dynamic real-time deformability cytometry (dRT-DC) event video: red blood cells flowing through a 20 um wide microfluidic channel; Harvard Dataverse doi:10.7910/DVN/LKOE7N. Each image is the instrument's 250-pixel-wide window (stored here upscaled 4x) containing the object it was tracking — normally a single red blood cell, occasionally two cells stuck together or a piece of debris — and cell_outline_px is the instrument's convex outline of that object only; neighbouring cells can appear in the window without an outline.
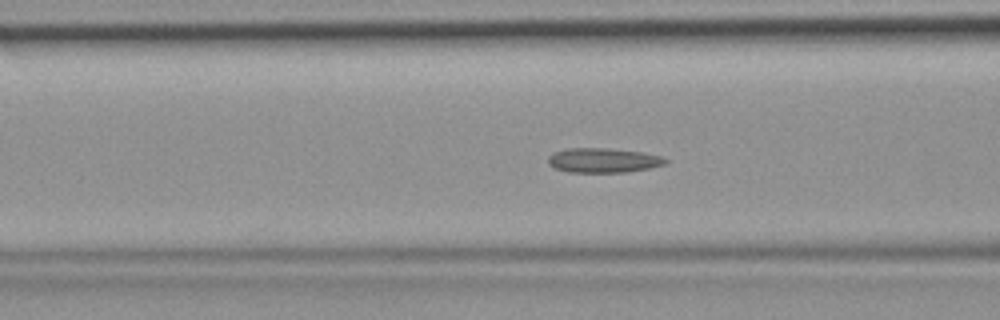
{"species": "common noctule bat (a hibernating species)", "species_latin": "Nyctalus noctula", "temperature_condition": "room temperature", "stored_images_in_passage": 47, "camera_frame_rate_fps": 3000, "um_per_image_px": 0.085, "animal": {"sex": "female", "body_mass_g": 19.9}, "frame": {"image": 1, "passage_image": 18, "time_ms": 5.667, "image_size_px": [1000, 320], "cell_outline_px": [[668, 160], [664, 164], [648, 168], [628, 172], [568, 172], [556, 168], [548, 164], [548, 156], [552, 152], [564, 148], [604, 148], [640, 152], [660, 156]], "centroid_in_image_um": [51.2, 13.62], "position_along_channel_um": 115.4, "area_um2": 16.7}}
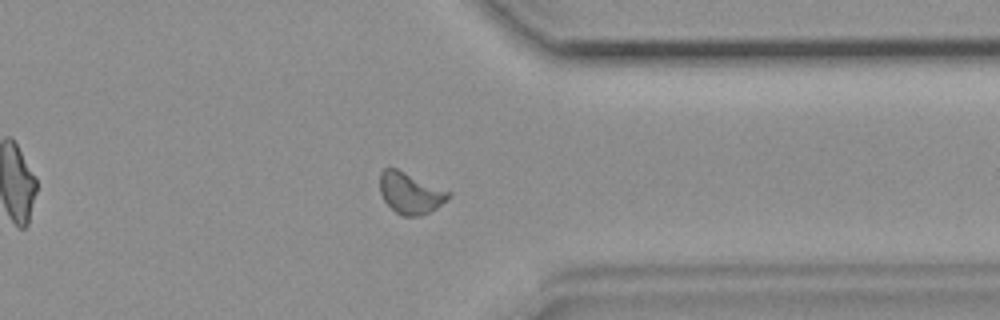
{"frame": {"image": 2, "passage_image": 37, "time_ms": 12.0, "image_size_px": [1000, 320], "cell_outline_px": [[452, 196], [436, 208], [420, 216], [404, 216], [396, 212], [384, 200], [380, 192], [380, 172], [384, 168], [396, 168], [452, 192]], "centroid_in_image_um": [34.89, 16.4], "position_along_channel_um": 376.5, "area_um2": 16.42}}
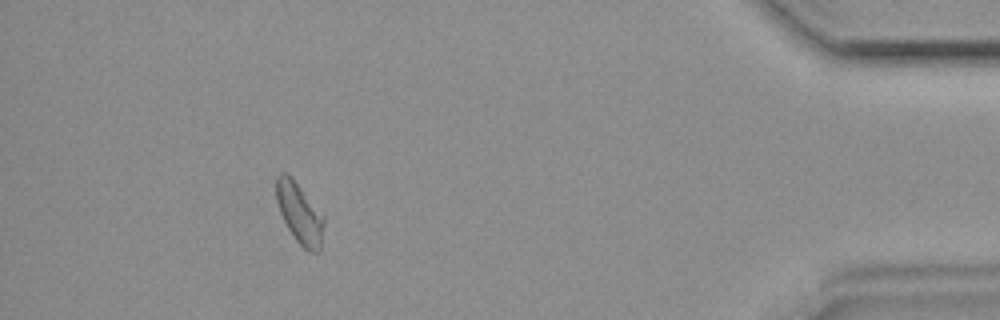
{"frame": {"image": 3, "passage_image": 43, "time_ms": 14.0, "image_size_px": [1000, 320], "cell_outline_px": [[324, 224], [320, 252], [308, 252], [296, 240], [288, 228], [280, 212], [276, 200], [276, 176], [280, 172], [284, 172], [292, 176], [324, 216]], "centroid_in_image_um": [25.46, 18.11], "position_along_channel_um": 409.7, "area_um2": 16.88}}